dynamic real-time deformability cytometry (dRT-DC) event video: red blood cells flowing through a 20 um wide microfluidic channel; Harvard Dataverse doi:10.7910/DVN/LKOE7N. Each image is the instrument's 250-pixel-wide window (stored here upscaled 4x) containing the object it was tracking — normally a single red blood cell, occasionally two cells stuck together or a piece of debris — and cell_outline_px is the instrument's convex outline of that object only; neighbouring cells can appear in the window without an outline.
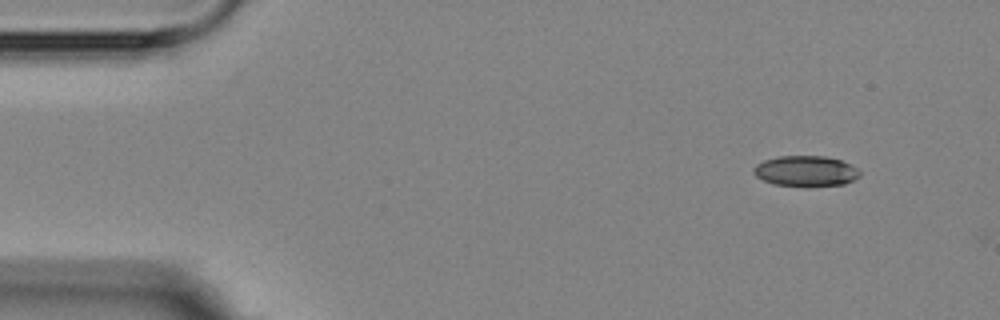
{"species": "Egyptian fruit bat (a non-hibernating species)", "species_latin": "Rousettus aegyptiacus", "temperature_condition": "room temperature", "stored_images_in_passage": 4, "camera_frame_rate_fps": 3000, "um_per_image_px": 0.085, "animal": {"sex": "female"}, "frame": {"image": 1, "passage_image": 1, "time_ms": 0.0, "image_size_px": [1000, 320], "cell_outline_px": [[860, 176], [844, 184], [808, 188], [804, 188], [772, 184], [756, 176], [752, 172], [752, 168], [756, 164], [764, 160], [776, 156], [824, 156], [840, 160], [852, 164], [860, 172]], "centroid_in_image_um": [68.46, 14.57], "position_along_channel_um": 16.5, "area_um2": 19.48}}
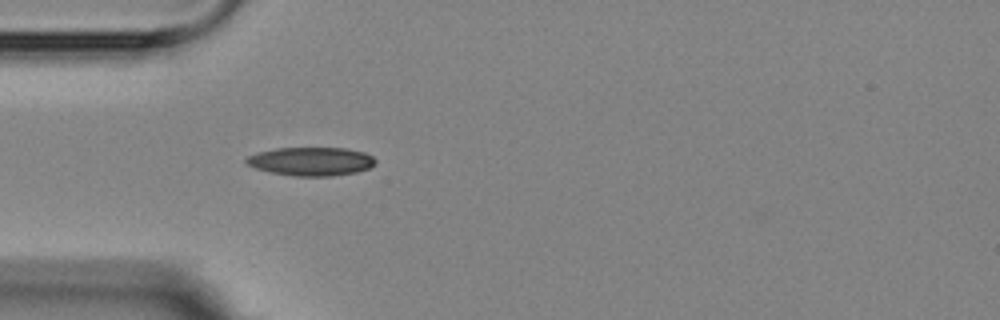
{"frame": {"image": 2, "passage_image": 4, "time_ms": 3.667, "image_size_px": [1000, 320], "cell_outline_px": [[376, 164], [368, 168], [356, 172], [332, 176], [296, 176], [272, 172], [256, 168], [248, 164], [244, 160], [248, 156], [256, 152], [276, 148], [344, 148], [364, 152], [372, 156], [376, 160]], "centroid_in_image_um": [26.45, 13.71], "position_along_channel_um": 58.5, "area_um2": 21.39}}